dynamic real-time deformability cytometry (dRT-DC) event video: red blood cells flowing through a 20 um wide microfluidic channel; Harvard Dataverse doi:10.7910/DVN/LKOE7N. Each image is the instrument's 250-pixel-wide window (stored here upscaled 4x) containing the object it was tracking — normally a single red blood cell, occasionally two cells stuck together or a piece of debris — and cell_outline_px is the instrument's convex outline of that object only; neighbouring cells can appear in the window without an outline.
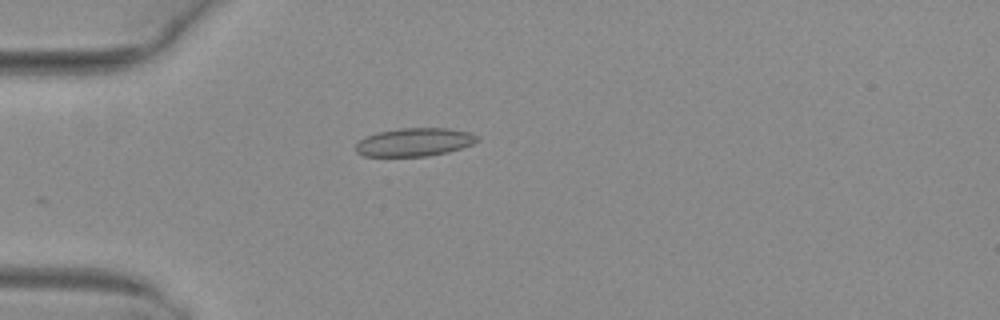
{"species": "common noctule bat (a hibernating species)", "species_latin": "Nyctalus noctula", "temperature_condition": "warm", "stored_images_in_passage": 31, "camera_frame_rate_fps": 3000, "um_per_image_px": 0.085, "animal": {"sex": "female", "body_mass_g": 29.2, "forearm_length_mm": 56.3}, "frame": {"image": 1, "passage_image": 1, "time_ms": 0.0, "image_size_px": [1000, 320], "cell_outline_px": [[480, 140], [472, 144], [448, 152], [428, 156], [364, 156], [356, 152], [356, 144], [364, 136], [376, 132], [400, 128], [448, 128], [468, 132], [480, 136]], "centroid_in_image_um": [35.22, 12.07], "position_along_channel_um": 49.8, "area_um2": 20.11}}
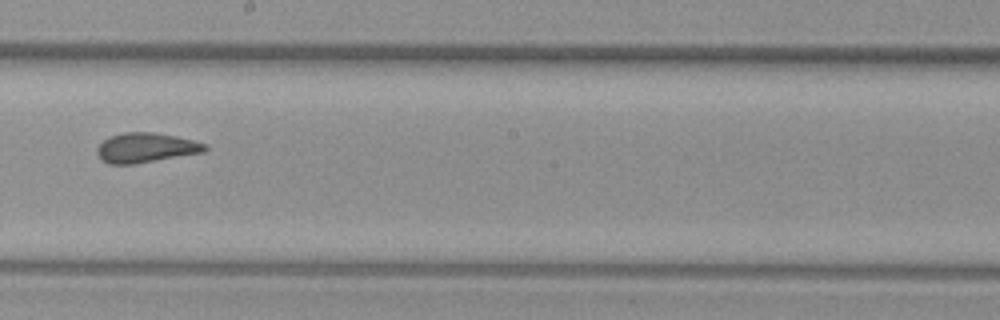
{"frame": {"image": 2, "passage_image": 16, "time_ms": 5.0, "image_size_px": [1000, 320], "cell_outline_px": [[208, 148], [204, 152], [136, 164], [108, 164], [100, 160], [96, 152], [96, 148], [104, 140], [112, 136], [124, 132], [152, 132], [192, 140], [208, 144]], "centroid_in_image_um": [12.38, 12.57], "position_along_channel_um": 235.8, "area_um2": 18.67}}
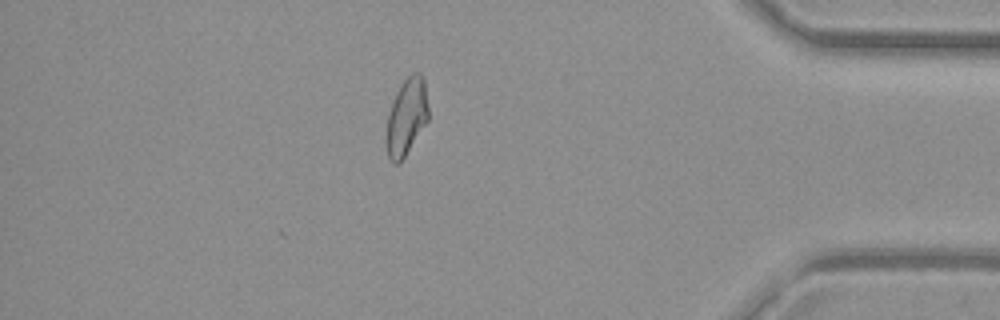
{"frame": {"image": 3, "passage_image": 31, "time_ms": 10.0, "image_size_px": [1000, 320], "cell_outline_px": [[428, 120], [404, 156], [396, 164], [392, 164], [388, 156], [384, 140], [384, 136], [388, 116], [396, 92], [400, 84], [412, 72], [420, 72], [424, 80], [428, 108]], "centroid_in_image_um": [34.52, 9.93], "position_along_channel_um": 400.7, "area_um2": 18.79}, "authors_computed_cell_mechanics": {"area_um2": 18.6694, "velocity_mm_per_s": 4.0328, "shape_relaxation_time_tau1_ms": null, "shape_relaxation_time_tau2_ms": 0.7897, "deformation_change_tau1": null, "deformation_change_tau2": 0.0621}}